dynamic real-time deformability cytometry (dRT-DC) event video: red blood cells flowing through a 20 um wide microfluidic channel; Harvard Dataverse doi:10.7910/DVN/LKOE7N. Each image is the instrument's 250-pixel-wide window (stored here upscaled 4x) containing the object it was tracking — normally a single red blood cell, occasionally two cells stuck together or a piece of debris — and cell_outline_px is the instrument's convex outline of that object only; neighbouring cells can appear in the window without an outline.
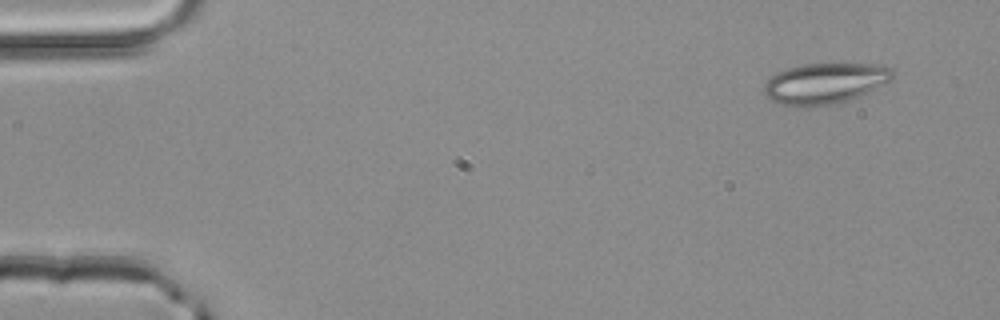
{"species": "common noctule bat (a hibernating species)", "species_latin": "Nyctalus noctula", "temperature_condition": "room temperature", "stored_images_in_passage": 3, "camera_frame_rate_fps": 3000, "um_per_image_px": 0.085, "animal": {"sex": "male", "body_mass_g": 20.4}, "frame": {"image": 1, "passage_image": 1, "time_ms": 0.0, "image_size_px": [1000, 320], "cell_outline_px": [[892, 80], [868, 92], [848, 100], [836, 104], [812, 108], [796, 108], [772, 100], [764, 92], [764, 84], [776, 72], [788, 68], [804, 64], [884, 64], [892, 68]], "centroid_in_image_um": [70.13, 7.1], "position_along_channel_um": 14.9, "area_um2": 30.81}}